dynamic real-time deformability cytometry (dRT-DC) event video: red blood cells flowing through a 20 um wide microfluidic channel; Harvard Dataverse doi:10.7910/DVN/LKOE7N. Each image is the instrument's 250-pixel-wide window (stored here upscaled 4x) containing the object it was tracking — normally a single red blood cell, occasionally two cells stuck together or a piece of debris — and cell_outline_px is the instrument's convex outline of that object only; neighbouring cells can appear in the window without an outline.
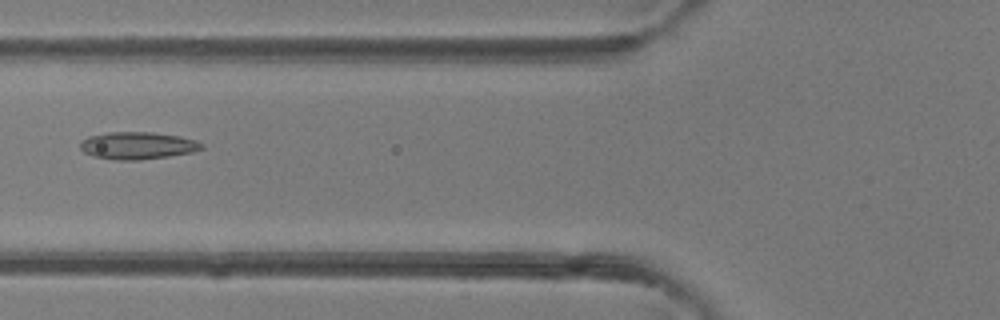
{"species": "common noctule bat (a hibernating species)", "species_latin": "Nyctalus noctula", "temperature_condition": "room temperature", "stored_images_in_passage": 5, "camera_frame_rate_fps": 3000, "um_per_image_px": 0.085, "animal": {"sex": "female"}, "frame": {"image": 1, "passage_image": 5, "time_ms": 4.667, "image_size_px": [1000, 320], "cell_outline_px": [[204, 148], [192, 152], [168, 156], [140, 160], [116, 160], [92, 156], [84, 152], [80, 148], [80, 140], [88, 136], [108, 132], [152, 132], [180, 136], [196, 140], [204, 144]], "centroid_in_image_um": [11.68, 12.37], "position_along_channel_um": 114.1, "area_um2": 19.48}}